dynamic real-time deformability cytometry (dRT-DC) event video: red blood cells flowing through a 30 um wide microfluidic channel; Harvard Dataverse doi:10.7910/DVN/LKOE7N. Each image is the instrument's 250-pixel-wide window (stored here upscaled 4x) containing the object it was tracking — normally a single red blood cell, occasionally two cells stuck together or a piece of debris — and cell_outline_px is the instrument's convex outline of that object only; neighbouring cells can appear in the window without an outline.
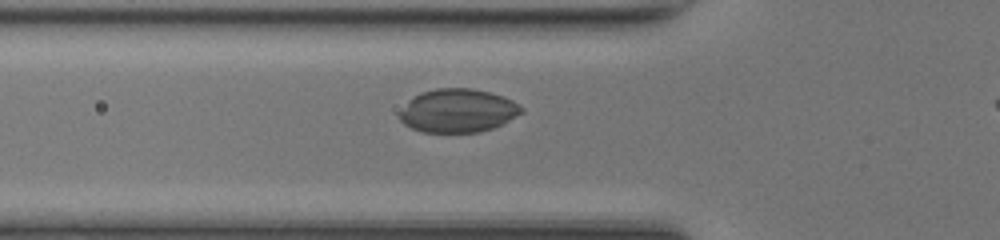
{"species": "common noctule bat (a hibernating species)", "species_latin": "Nyctalus noctula", "temperature_condition": "room temperature", "stored_images_in_passage": 35, "camera_frame_rate_fps": 3000, "um_per_image_px": 0.085, "animal": {"sex": "female", "body_mass_g": 17.0, "forearm_length_mm": 48.0}, "frame": {"image": 1, "passage_image": 10, "time_ms": 3.0, "image_size_px": [1000, 240], "cell_outline_px": [[524, 112], [504, 124], [480, 132], [420, 132], [404, 124], [400, 120], [400, 112], [408, 100], [420, 92], [436, 88], [472, 88], [504, 96], [520, 104], [524, 108]], "centroid_in_image_um": [38.95, 9.4], "position_along_channel_um": 86.9, "area_um2": 31.15}}
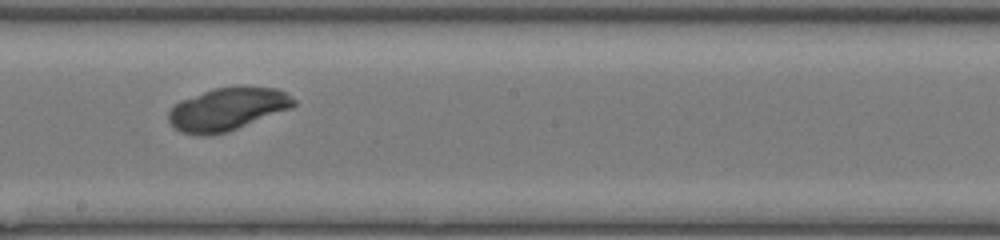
{"frame": {"image": 2, "passage_image": 20, "time_ms": 6.333, "image_size_px": [1000, 240], "cell_outline_px": [[296, 104], [292, 108], [228, 132], [208, 136], [196, 136], [180, 132], [172, 128], [168, 120], [168, 112], [180, 100], [212, 88], [236, 84], [240, 84], [276, 88], [284, 92], [296, 100]], "centroid_in_image_um": [19.31, 9.26], "position_along_channel_um": 228.9, "area_um2": 32.14}}
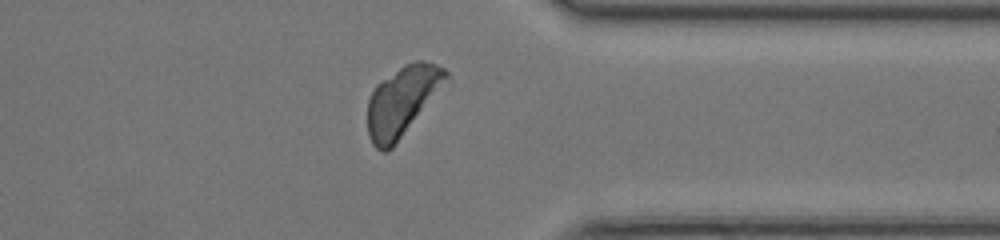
{"frame": {"image": 3, "passage_image": 31, "time_ms": 10.0, "image_size_px": [1000, 240], "cell_outline_px": [[448, 76], [392, 148], [388, 152], [380, 152], [372, 144], [368, 136], [368, 100], [376, 84], [404, 64], [416, 60], [424, 60], [436, 64], [444, 68], [448, 72]], "centroid_in_image_um": [34.11, 8.58], "position_along_channel_um": 377.3, "area_um2": 30.69}}